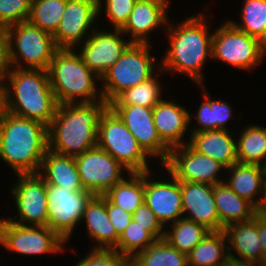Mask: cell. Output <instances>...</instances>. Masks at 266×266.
<instances>
[{"label":"cell","mask_w":266,"mask_h":266,"mask_svg":"<svg viewBox=\"0 0 266 266\" xmlns=\"http://www.w3.org/2000/svg\"><path fill=\"white\" fill-rule=\"evenodd\" d=\"M188 16L183 21L170 24L168 21L165 33L168 45L165 54L160 59L161 70L168 75L183 74L197 85H204L203 70L208 59H212V39L214 31L205 14Z\"/></svg>","instance_id":"obj_1"},{"label":"cell","mask_w":266,"mask_h":266,"mask_svg":"<svg viewBox=\"0 0 266 266\" xmlns=\"http://www.w3.org/2000/svg\"><path fill=\"white\" fill-rule=\"evenodd\" d=\"M57 107L48 71L11 67L2 85L3 110L49 126Z\"/></svg>","instance_id":"obj_2"},{"label":"cell","mask_w":266,"mask_h":266,"mask_svg":"<svg viewBox=\"0 0 266 266\" xmlns=\"http://www.w3.org/2000/svg\"><path fill=\"white\" fill-rule=\"evenodd\" d=\"M48 150V126L0 111V160L15 174L38 173Z\"/></svg>","instance_id":"obj_3"},{"label":"cell","mask_w":266,"mask_h":266,"mask_svg":"<svg viewBox=\"0 0 266 266\" xmlns=\"http://www.w3.org/2000/svg\"><path fill=\"white\" fill-rule=\"evenodd\" d=\"M107 108L106 101L58 105L48 126V149L75 157L97 147L99 120Z\"/></svg>","instance_id":"obj_4"},{"label":"cell","mask_w":266,"mask_h":266,"mask_svg":"<svg viewBox=\"0 0 266 266\" xmlns=\"http://www.w3.org/2000/svg\"><path fill=\"white\" fill-rule=\"evenodd\" d=\"M47 71L58 105L105 101L100 77L83 63L75 49H59Z\"/></svg>","instance_id":"obj_5"},{"label":"cell","mask_w":266,"mask_h":266,"mask_svg":"<svg viewBox=\"0 0 266 266\" xmlns=\"http://www.w3.org/2000/svg\"><path fill=\"white\" fill-rule=\"evenodd\" d=\"M152 45L131 43L100 78L103 98L108 104L124 90L150 79L161 70L160 61L157 63L151 54Z\"/></svg>","instance_id":"obj_6"},{"label":"cell","mask_w":266,"mask_h":266,"mask_svg":"<svg viewBox=\"0 0 266 266\" xmlns=\"http://www.w3.org/2000/svg\"><path fill=\"white\" fill-rule=\"evenodd\" d=\"M9 38L11 67L47 71L55 53L59 50L53 35L41 30L29 21L6 28Z\"/></svg>","instance_id":"obj_7"},{"label":"cell","mask_w":266,"mask_h":266,"mask_svg":"<svg viewBox=\"0 0 266 266\" xmlns=\"http://www.w3.org/2000/svg\"><path fill=\"white\" fill-rule=\"evenodd\" d=\"M97 147L109 153L129 172H149L150 157L123 121L108 107L101 115Z\"/></svg>","instance_id":"obj_8"},{"label":"cell","mask_w":266,"mask_h":266,"mask_svg":"<svg viewBox=\"0 0 266 266\" xmlns=\"http://www.w3.org/2000/svg\"><path fill=\"white\" fill-rule=\"evenodd\" d=\"M225 21L218 28L213 27L211 60L243 71L255 70L266 57V45Z\"/></svg>","instance_id":"obj_9"},{"label":"cell","mask_w":266,"mask_h":266,"mask_svg":"<svg viewBox=\"0 0 266 266\" xmlns=\"http://www.w3.org/2000/svg\"><path fill=\"white\" fill-rule=\"evenodd\" d=\"M65 242L48 226L21 225L6 220L1 222V247L18 255L38 256L66 251Z\"/></svg>","instance_id":"obj_10"},{"label":"cell","mask_w":266,"mask_h":266,"mask_svg":"<svg viewBox=\"0 0 266 266\" xmlns=\"http://www.w3.org/2000/svg\"><path fill=\"white\" fill-rule=\"evenodd\" d=\"M92 196L85 189H66L46 184L47 226L68 243L81 223L85 206Z\"/></svg>","instance_id":"obj_11"},{"label":"cell","mask_w":266,"mask_h":266,"mask_svg":"<svg viewBox=\"0 0 266 266\" xmlns=\"http://www.w3.org/2000/svg\"><path fill=\"white\" fill-rule=\"evenodd\" d=\"M161 167L168 170L178 181L211 186L224 182L226 172L225 166L197 152L189 143L170 149L169 157Z\"/></svg>","instance_id":"obj_12"},{"label":"cell","mask_w":266,"mask_h":266,"mask_svg":"<svg viewBox=\"0 0 266 266\" xmlns=\"http://www.w3.org/2000/svg\"><path fill=\"white\" fill-rule=\"evenodd\" d=\"M11 186L17 215L6 220L21 225L47 226L46 182L38 173L16 174Z\"/></svg>","instance_id":"obj_13"},{"label":"cell","mask_w":266,"mask_h":266,"mask_svg":"<svg viewBox=\"0 0 266 266\" xmlns=\"http://www.w3.org/2000/svg\"><path fill=\"white\" fill-rule=\"evenodd\" d=\"M75 162L83 188L93 195H104L129 173L122 164L99 147L75 156Z\"/></svg>","instance_id":"obj_14"},{"label":"cell","mask_w":266,"mask_h":266,"mask_svg":"<svg viewBox=\"0 0 266 266\" xmlns=\"http://www.w3.org/2000/svg\"><path fill=\"white\" fill-rule=\"evenodd\" d=\"M98 0H67L56 32L53 34L59 49H75L97 28Z\"/></svg>","instance_id":"obj_15"},{"label":"cell","mask_w":266,"mask_h":266,"mask_svg":"<svg viewBox=\"0 0 266 266\" xmlns=\"http://www.w3.org/2000/svg\"><path fill=\"white\" fill-rule=\"evenodd\" d=\"M130 44L121 29L107 31L103 26V29L96 28L75 50L83 63L101 78L119 60Z\"/></svg>","instance_id":"obj_16"},{"label":"cell","mask_w":266,"mask_h":266,"mask_svg":"<svg viewBox=\"0 0 266 266\" xmlns=\"http://www.w3.org/2000/svg\"><path fill=\"white\" fill-rule=\"evenodd\" d=\"M163 171L167 172V177L157 175L160 179L153 177L152 170L144 172V202L161 224L168 227L169 224L183 218L181 181H178L168 170Z\"/></svg>","instance_id":"obj_17"},{"label":"cell","mask_w":266,"mask_h":266,"mask_svg":"<svg viewBox=\"0 0 266 266\" xmlns=\"http://www.w3.org/2000/svg\"><path fill=\"white\" fill-rule=\"evenodd\" d=\"M137 139L144 152L162 166L170 149L161 141L153 120V108L139 105H108ZM156 158V159H155Z\"/></svg>","instance_id":"obj_18"},{"label":"cell","mask_w":266,"mask_h":266,"mask_svg":"<svg viewBox=\"0 0 266 266\" xmlns=\"http://www.w3.org/2000/svg\"><path fill=\"white\" fill-rule=\"evenodd\" d=\"M170 3L169 0H137L127 23L121 29L122 33L130 37L131 43L151 44L153 31L158 28L166 30L170 21Z\"/></svg>","instance_id":"obj_19"},{"label":"cell","mask_w":266,"mask_h":266,"mask_svg":"<svg viewBox=\"0 0 266 266\" xmlns=\"http://www.w3.org/2000/svg\"><path fill=\"white\" fill-rule=\"evenodd\" d=\"M181 194L183 218L203 225L209 231H220L213 186L181 181Z\"/></svg>","instance_id":"obj_20"},{"label":"cell","mask_w":266,"mask_h":266,"mask_svg":"<svg viewBox=\"0 0 266 266\" xmlns=\"http://www.w3.org/2000/svg\"><path fill=\"white\" fill-rule=\"evenodd\" d=\"M189 113V110L183 105L180 106L177 102L166 100V98L153 107L156 131L161 141L169 149L189 143L191 136V133H188L190 129Z\"/></svg>","instance_id":"obj_21"},{"label":"cell","mask_w":266,"mask_h":266,"mask_svg":"<svg viewBox=\"0 0 266 266\" xmlns=\"http://www.w3.org/2000/svg\"><path fill=\"white\" fill-rule=\"evenodd\" d=\"M225 175L227 176L224 182L235 193L248 200L257 209L261 207L266 191L265 167L236 162L226 168Z\"/></svg>","instance_id":"obj_22"},{"label":"cell","mask_w":266,"mask_h":266,"mask_svg":"<svg viewBox=\"0 0 266 266\" xmlns=\"http://www.w3.org/2000/svg\"><path fill=\"white\" fill-rule=\"evenodd\" d=\"M86 223V233L94 241L92 249H114L119 243V235L107 214V198L93 195L85 206L81 222ZM97 244V245H96Z\"/></svg>","instance_id":"obj_23"},{"label":"cell","mask_w":266,"mask_h":266,"mask_svg":"<svg viewBox=\"0 0 266 266\" xmlns=\"http://www.w3.org/2000/svg\"><path fill=\"white\" fill-rule=\"evenodd\" d=\"M223 231L227 237L229 258L262 262L263 251L258 235L257 215L249 221L230 224Z\"/></svg>","instance_id":"obj_24"},{"label":"cell","mask_w":266,"mask_h":266,"mask_svg":"<svg viewBox=\"0 0 266 266\" xmlns=\"http://www.w3.org/2000/svg\"><path fill=\"white\" fill-rule=\"evenodd\" d=\"M236 133L230 130H210L191 133L189 144L226 168L237 161Z\"/></svg>","instance_id":"obj_25"},{"label":"cell","mask_w":266,"mask_h":266,"mask_svg":"<svg viewBox=\"0 0 266 266\" xmlns=\"http://www.w3.org/2000/svg\"><path fill=\"white\" fill-rule=\"evenodd\" d=\"M213 195L220 221V231L230 224L246 222L258 214V209L241 198L225 182L213 185Z\"/></svg>","instance_id":"obj_26"},{"label":"cell","mask_w":266,"mask_h":266,"mask_svg":"<svg viewBox=\"0 0 266 266\" xmlns=\"http://www.w3.org/2000/svg\"><path fill=\"white\" fill-rule=\"evenodd\" d=\"M199 87L201 88L199 90L203 93L204 100L197 108L196 114L189 113V126H191V122L196 120L195 127L193 128L192 126L190 133L210 130H230L227 127V122H230L235 117L231 104L220 99L212 100L205 85H199ZM194 117L196 119H193Z\"/></svg>","instance_id":"obj_27"},{"label":"cell","mask_w":266,"mask_h":266,"mask_svg":"<svg viewBox=\"0 0 266 266\" xmlns=\"http://www.w3.org/2000/svg\"><path fill=\"white\" fill-rule=\"evenodd\" d=\"M38 174L46 184H53L66 189H84L73 156L58 154L48 149Z\"/></svg>","instance_id":"obj_28"},{"label":"cell","mask_w":266,"mask_h":266,"mask_svg":"<svg viewBox=\"0 0 266 266\" xmlns=\"http://www.w3.org/2000/svg\"><path fill=\"white\" fill-rule=\"evenodd\" d=\"M188 266H226L229 260L226 234L221 231H210L187 254Z\"/></svg>","instance_id":"obj_29"},{"label":"cell","mask_w":266,"mask_h":266,"mask_svg":"<svg viewBox=\"0 0 266 266\" xmlns=\"http://www.w3.org/2000/svg\"><path fill=\"white\" fill-rule=\"evenodd\" d=\"M236 137L239 163L266 165V127L251 123L242 128Z\"/></svg>","instance_id":"obj_30"},{"label":"cell","mask_w":266,"mask_h":266,"mask_svg":"<svg viewBox=\"0 0 266 266\" xmlns=\"http://www.w3.org/2000/svg\"><path fill=\"white\" fill-rule=\"evenodd\" d=\"M104 196L114 205L133 214L144 203V172H129L120 182L110 188Z\"/></svg>","instance_id":"obj_31"},{"label":"cell","mask_w":266,"mask_h":266,"mask_svg":"<svg viewBox=\"0 0 266 266\" xmlns=\"http://www.w3.org/2000/svg\"><path fill=\"white\" fill-rule=\"evenodd\" d=\"M130 266H188L187 254L179 252L165 239L156 240L130 259Z\"/></svg>","instance_id":"obj_32"},{"label":"cell","mask_w":266,"mask_h":266,"mask_svg":"<svg viewBox=\"0 0 266 266\" xmlns=\"http://www.w3.org/2000/svg\"><path fill=\"white\" fill-rule=\"evenodd\" d=\"M161 73L164 74V71L160 70L158 74L150 79L141 82L133 88L124 90L108 105H139L153 108L163 99L162 95L165 88H162L163 83L161 84L158 79L159 76H162Z\"/></svg>","instance_id":"obj_33"},{"label":"cell","mask_w":266,"mask_h":266,"mask_svg":"<svg viewBox=\"0 0 266 266\" xmlns=\"http://www.w3.org/2000/svg\"><path fill=\"white\" fill-rule=\"evenodd\" d=\"M168 228L165 227L164 239L185 254H188L210 232L203 225L185 218L169 224Z\"/></svg>","instance_id":"obj_34"},{"label":"cell","mask_w":266,"mask_h":266,"mask_svg":"<svg viewBox=\"0 0 266 266\" xmlns=\"http://www.w3.org/2000/svg\"><path fill=\"white\" fill-rule=\"evenodd\" d=\"M240 22L229 20L237 29L266 45V0H244Z\"/></svg>","instance_id":"obj_35"},{"label":"cell","mask_w":266,"mask_h":266,"mask_svg":"<svg viewBox=\"0 0 266 266\" xmlns=\"http://www.w3.org/2000/svg\"><path fill=\"white\" fill-rule=\"evenodd\" d=\"M67 0H32L28 21L53 35L60 23Z\"/></svg>","instance_id":"obj_36"},{"label":"cell","mask_w":266,"mask_h":266,"mask_svg":"<svg viewBox=\"0 0 266 266\" xmlns=\"http://www.w3.org/2000/svg\"><path fill=\"white\" fill-rule=\"evenodd\" d=\"M157 239L133 219L119 236V243L114 248L121 255L131 259L140 251L146 250Z\"/></svg>","instance_id":"obj_37"},{"label":"cell","mask_w":266,"mask_h":266,"mask_svg":"<svg viewBox=\"0 0 266 266\" xmlns=\"http://www.w3.org/2000/svg\"><path fill=\"white\" fill-rule=\"evenodd\" d=\"M137 0H98V15L108 19L112 29H122ZM104 10V11H103ZM110 21V22H109Z\"/></svg>","instance_id":"obj_38"},{"label":"cell","mask_w":266,"mask_h":266,"mask_svg":"<svg viewBox=\"0 0 266 266\" xmlns=\"http://www.w3.org/2000/svg\"><path fill=\"white\" fill-rule=\"evenodd\" d=\"M32 0H0V28L28 21Z\"/></svg>","instance_id":"obj_39"},{"label":"cell","mask_w":266,"mask_h":266,"mask_svg":"<svg viewBox=\"0 0 266 266\" xmlns=\"http://www.w3.org/2000/svg\"><path fill=\"white\" fill-rule=\"evenodd\" d=\"M87 254L75 266H130V259L114 249L91 248Z\"/></svg>","instance_id":"obj_40"},{"label":"cell","mask_w":266,"mask_h":266,"mask_svg":"<svg viewBox=\"0 0 266 266\" xmlns=\"http://www.w3.org/2000/svg\"><path fill=\"white\" fill-rule=\"evenodd\" d=\"M132 219L142 227H146L157 240L164 239L165 227L145 202L134 211Z\"/></svg>","instance_id":"obj_41"},{"label":"cell","mask_w":266,"mask_h":266,"mask_svg":"<svg viewBox=\"0 0 266 266\" xmlns=\"http://www.w3.org/2000/svg\"><path fill=\"white\" fill-rule=\"evenodd\" d=\"M107 214L115 231L120 236L121 233L132 221V214L126 212L121 207L114 205L107 199Z\"/></svg>","instance_id":"obj_42"},{"label":"cell","mask_w":266,"mask_h":266,"mask_svg":"<svg viewBox=\"0 0 266 266\" xmlns=\"http://www.w3.org/2000/svg\"><path fill=\"white\" fill-rule=\"evenodd\" d=\"M11 70L9 58V38L5 28H0V85L4 84L6 75Z\"/></svg>","instance_id":"obj_43"},{"label":"cell","mask_w":266,"mask_h":266,"mask_svg":"<svg viewBox=\"0 0 266 266\" xmlns=\"http://www.w3.org/2000/svg\"><path fill=\"white\" fill-rule=\"evenodd\" d=\"M257 229L264 256L266 254V218L260 214H257Z\"/></svg>","instance_id":"obj_44"},{"label":"cell","mask_w":266,"mask_h":266,"mask_svg":"<svg viewBox=\"0 0 266 266\" xmlns=\"http://www.w3.org/2000/svg\"><path fill=\"white\" fill-rule=\"evenodd\" d=\"M226 266H264L262 262L241 261L234 258H229Z\"/></svg>","instance_id":"obj_45"},{"label":"cell","mask_w":266,"mask_h":266,"mask_svg":"<svg viewBox=\"0 0 266 266\" xmlns=\"http://www.w3.org/2000/svg\"><path fill=\"white\" fill-rule=\"evenodd\" d=\"M258 214H260L262 217L266 218V191H265L263 203H262L261 207L258 209Z\"/></svg>","instance_id":"obj_46"},{"label":"cell","mask_w":266,"mask_h":266,"mask_svg":"<svg viewBox=\"0 0 266 266\" xmlns=\"http://www.w3.org/2000/svg\"><path fill=\"white\" fill-rule=\"evenodd\" d=\"M2 109V86L0 85V111Z\"/></svg>","instance_id":"obj_47"},{"label":"cell","mask_w":266,"mask_h":266,"mask_svg":"<svg viewBox=\"0 0 266 266\" xmlns=\"http://www.w3.org/2000/svg\"><path fill=\"white\" fill-rule=\"evenodd\" d=\"M1 222H2V217H0V246H1Z\"/></svg>","instance_id":"obj_48"}]
</instances>
